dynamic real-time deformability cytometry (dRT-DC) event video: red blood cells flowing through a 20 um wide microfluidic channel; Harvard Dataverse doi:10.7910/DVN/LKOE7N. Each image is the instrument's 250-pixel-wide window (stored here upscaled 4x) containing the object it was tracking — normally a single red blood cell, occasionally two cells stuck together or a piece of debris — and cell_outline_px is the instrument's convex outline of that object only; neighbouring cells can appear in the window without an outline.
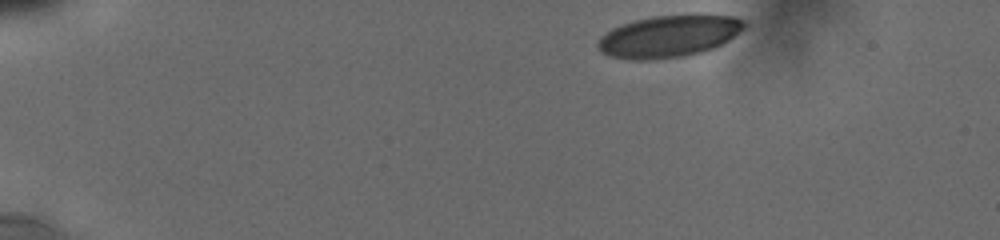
{"species": "human", "species_latin": "Homo sapiens", "temperature_condition": "cold", "stored_images_in_passage": 26, "camera_frame_rate_fps": 3000, "um_per_image_px": 0.085, "donor": {"sex": "male"}, "frame": {"image": 1, "passage_image": 1, "time_ms": 0.0, "image_size_px": [1000, 240], "cell_outline_px": [[748, 24], [744, 28], [728, 40], [704, 52], [684, 56], [652, 60], [636, 60], [608, 56], [600, 52], [596, 48], [596, 40], [604, 32], [620, 24], [652, 16], [696, 12], [732, 16], [744, 20]], "centroid_in_image_um": [56.83, 3.05], "position_along_channel_um": 28.2, "area_um2": 36.88}}
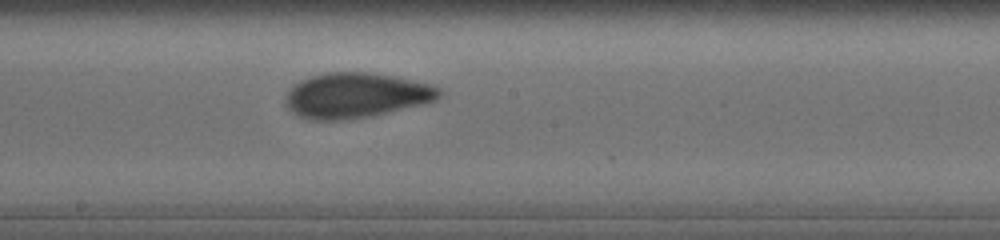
{"frame": {"image": 2, "passage_image": 15, "time_ms": 7.667, "image_size_px": [1000, 240], "cell_outline_px": [[444, 92], [436, 100], [424, 104], [372, 116], [344, 120], [308, 120], [296, 116], [284, 104], [288, 92], [292, 84], [300, 80], [312, 76], [328, 72], [368, 72], [392, 76], [432, 84], [440, 88]], "centroid_in_image_um": [30.25, 8.12], "position_along_channel_um": 217.9, "area_um2": 40.81}}
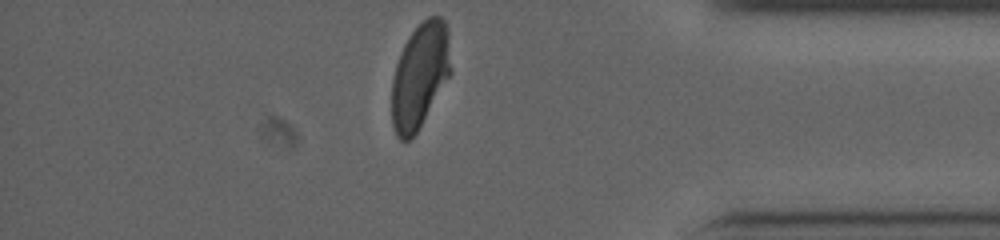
{"frame": {"image": 3, "passage_image": 26, "time_ms": 13.0, "image_size_px": [1000, 240], "cell_outline_px": [[452, 72], [416, 132], [408, 140], [400, 140], [396, 136], [392, 128], [392, 80], [396, 64], [400, 52], [404, 44], [412, 32], [428, 16], [440, 16], [444, 20], [448, 28]], "centroid_in_image_um": [35.7, 6.41], "position_along_channel_um": 399.5, "area_um2": 36.13}, "authors_computed_cell_mechanics": {"area_um2": 38.4948, "velocity_mm_per_s": 3.8022, "shape_relaxation_time_tau1_ms": 7.4194, "shape_relaxation_time_tau2_ms": 1.1674, "deformation_change_tau1": 0.1805, "deformation_change_tau2": 0.0643}}